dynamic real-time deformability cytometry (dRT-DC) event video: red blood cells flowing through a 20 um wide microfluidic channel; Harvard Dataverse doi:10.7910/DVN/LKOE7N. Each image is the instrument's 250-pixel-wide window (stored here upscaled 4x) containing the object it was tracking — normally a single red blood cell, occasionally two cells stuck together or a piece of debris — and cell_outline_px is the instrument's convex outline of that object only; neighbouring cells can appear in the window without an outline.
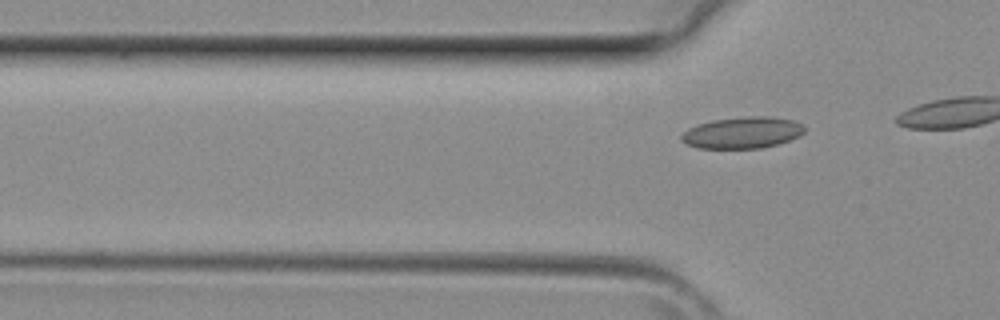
{"species": "common noctule bat (a hibernating species)", "species_latin": "Nyctalus noctula", "temperature_condition": "room temperature", "stored_images_in_passage": 5, "camera_frame_rate_fps": 3000, "um_per_image_px": 0.085, "animal": {"sex": "female", "body_mass_g": 29.2, "forearm_length_mm": 56.3}, "frame": {"image": 1, "passage_image": 5, "time_ms": 1.333, "image_size_px": [1000, 320], "cell_outline_px": [[804, 132], [800, 136], [780, 144], [760, 148], [700, 148], [688, 144], [680, 136], [688, 128], [712, 120], [744, 116], [768, 116], [792, 120], [804, 124]], "centroid_in_image_um": [63.16, 11.27], "position_along_channel_um": 62.6, "area_um2": 22.54}}